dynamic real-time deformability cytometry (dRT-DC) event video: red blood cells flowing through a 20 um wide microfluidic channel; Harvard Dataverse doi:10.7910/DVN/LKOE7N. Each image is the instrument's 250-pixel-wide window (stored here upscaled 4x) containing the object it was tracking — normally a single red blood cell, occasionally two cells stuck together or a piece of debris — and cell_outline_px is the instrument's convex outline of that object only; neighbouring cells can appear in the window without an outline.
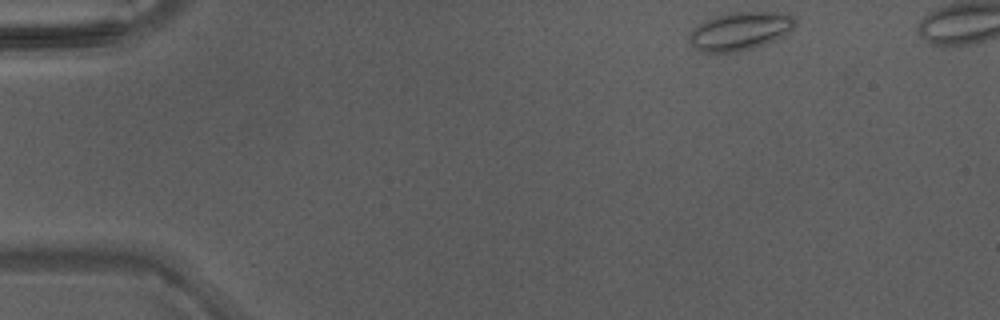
{"species": "Egyptian fruit bat (a non-hibernating species)", "species_latin": "Rousettus aegyptiacus", "temperature_condition": "warm", "stored_images_in_passage": 38, "camera_frame_rate_fps": 3000, "um_per_image_px": 0.085, "animal": {"sex": "male"}, "frame": {"image": 1, "passage_image": 1, "time_ms": 0.0, "image_size_px": [1000, 320], "cell_outline_px": [[796, 24], [784, 36], [776, 40], [752, 48], [736, 52], [700, 52], [688, 40], [688, 36], [704, 20], [728, 12], [788, 12], [796, 20]], "centroid_in_image_um": [62.94, 2.63], "position_along_channel_um": 22.1, "area_um2": 23.58}}
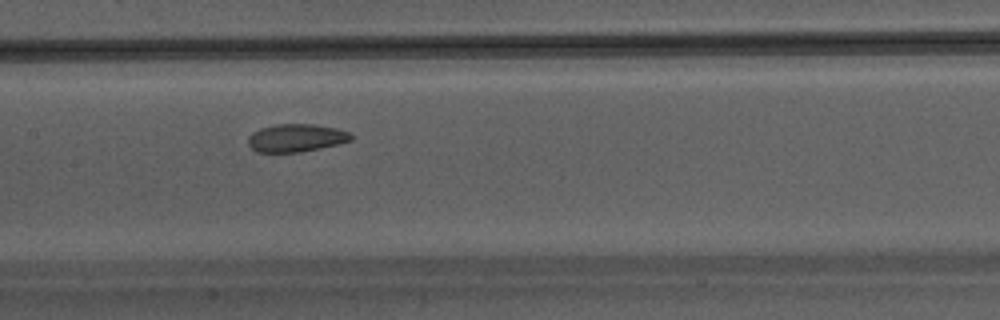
{"frame": {"image": 2, "passage_image": 18, "time_ms": 5.667, "image_size_px": [1000, 320], "cell_outline_px": [[352, 140], [336, 144], [300, 152], [256, 152], [248, 144], [248, 136], [252, 132], [260, 128], [276, 124], [316, 124], [336, 128], [352, 132]], "centroid_in_image_um": [25.16, 11.71], "position_along_channel_um": 182.2, "area_um2": 16.76}}
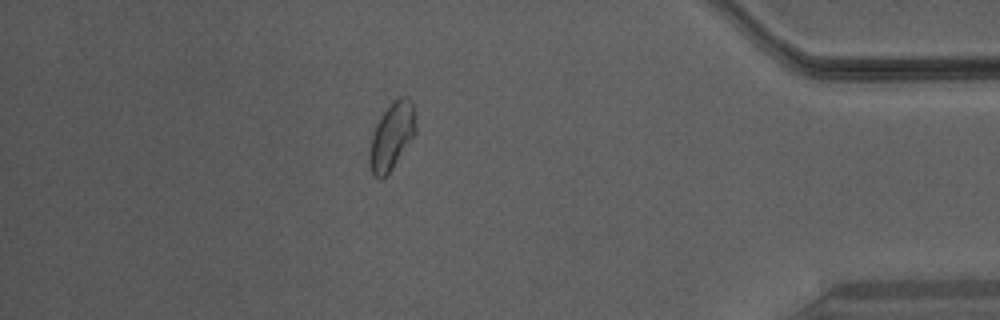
{"frame": {"image": 3, "passage_image": 35, "time_ms": 11.333, "image_size_px": [1000, 320], "cell_outline_px": [[416, 132], [392, 168], [380, 180], [372, 172], [368, 160], [372, 132], [376, 124], [384, 112], [400, 96], [408, 96], [412, 100], [416, 124]], "centroid_in_image_um": [33.3, 11.56], "position_along_channel_um": 401.9, "area_um2": 17.69}}